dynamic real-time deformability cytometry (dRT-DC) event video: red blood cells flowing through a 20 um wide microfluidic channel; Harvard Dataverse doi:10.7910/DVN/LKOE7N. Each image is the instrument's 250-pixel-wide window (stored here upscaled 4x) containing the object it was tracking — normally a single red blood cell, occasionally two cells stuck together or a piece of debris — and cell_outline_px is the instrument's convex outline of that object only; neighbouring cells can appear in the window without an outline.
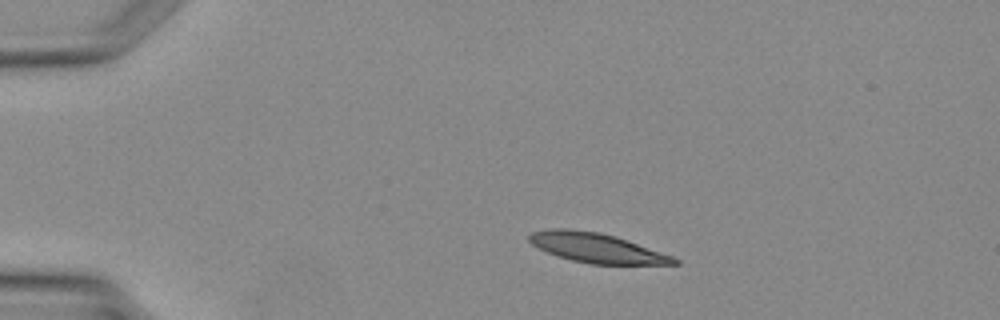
{"species": "Egyptian fruit bat (a non-hibernating species)", "species_latin": "Rousettus aegyptiacus", "temperature_condition": "warm", "stored_images_in_passage": 3, "camera_frame_rate_fps": 3000, "um_per_image_px": 0.085, "animal": {"sex": "female"}, "frame": {"image": 1, "passage_image": 1, "time_ms": 0.0, "image_size_px": [1000, 320], "cell_outline_px": [[680, 264], [592, 264], [572, 260], [556, 256], [532, 244], [528, 240], [528, 236], [532, 232], [548, 228], [568, 228], [600, 232], [616, 236], [672, 256], [680, 260]], "centroid_in_image_um": [50.69, 21.06], "position_along_channel_um": 34.3, "area_um2": 24.91}}
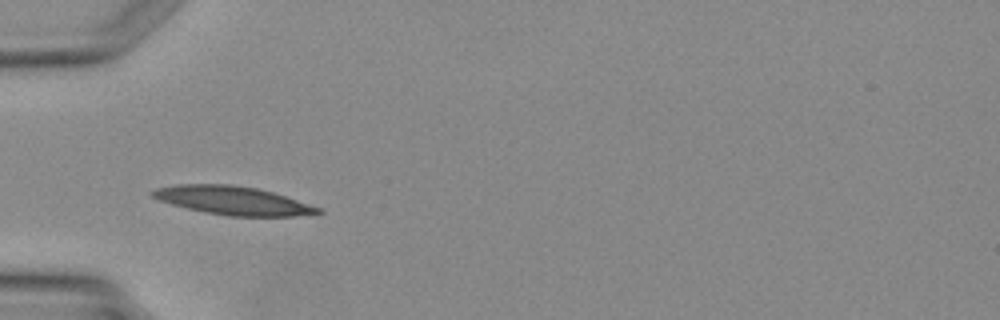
{"frame": {"image": 2, "passage_image": 2, "time_ms": 1.667, "image_size_px": [1000, 320], "cell_outline_px": [[324, 212], [292, 216], [228, 216], [204, 212], [172, 204], [160, 200], [152, 196], [148, 192], [156, 188], [176, 184], [232, 184], [256, 188], [272, 192], [320, 208]], "centroid_in_image_um": [19.74, 17.03], "position_along_channel_um": 65.3, "area_um2": 27.17}}
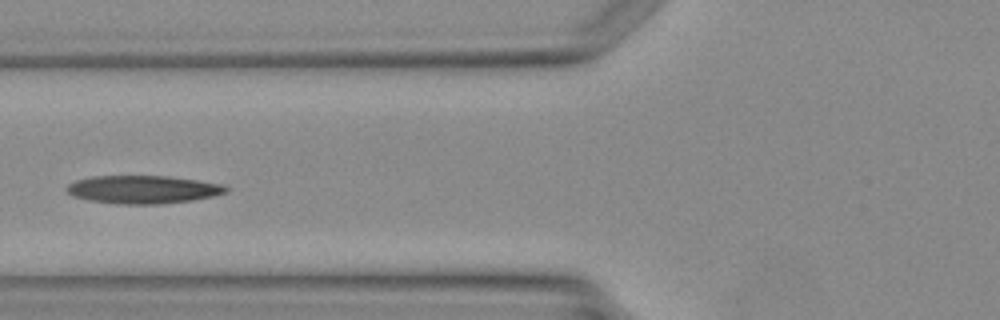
{"frame": {"image": 3, "passage_image": 3, "time_ms": 2.667, "image_size_px": [1000, 320], "cell_outline_px": [[228, 192], [212, 196], [192, 200], [160, 204], [116, 204], [88, 200], [72, 196], [64, 188], [68, 184], [76, 180], [92, 176], [168, 176], [196, 180], [220, 184], [228, 188]], "centroid_in_image_um": [12.1, 16.11], "position_along_channel_um": 113.7, "area_um2": 26.01}}